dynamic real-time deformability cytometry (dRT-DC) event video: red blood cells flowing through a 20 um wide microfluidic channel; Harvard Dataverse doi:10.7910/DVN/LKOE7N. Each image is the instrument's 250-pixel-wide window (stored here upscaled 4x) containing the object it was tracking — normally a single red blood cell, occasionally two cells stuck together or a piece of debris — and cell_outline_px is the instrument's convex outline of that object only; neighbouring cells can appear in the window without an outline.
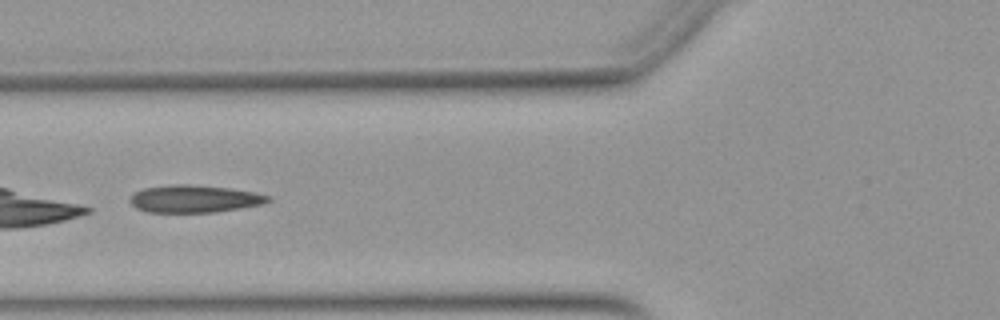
{"species": "Egyptian fruit bat (a non-hibernating species)", "species_latin": "Rousettus aegyptiacus", "temperature_condition": "warm", "stored_images_in_passage": 31, "camera_frame_rate_fps": 3000, "um_per_image_px": 0.085, "animal": {"sex": "female"}, "frame": {"image": 1, "passage_image": 5, "time_ms": 1.333, "image_size_px": [1000, 320], "cell_outline_px": [[272, 200], [264, 204], [216, 212], [148, 212], [136, 208], [128, 200], [136, 192], [144, 188], [168, 184], [192, 184], [228, 188], [256, 192], [272, 196]], "centroid_in_image_um": [16.56, 16.89], "position_along_channel_um": 109.2, "area_um2": 22.25}}